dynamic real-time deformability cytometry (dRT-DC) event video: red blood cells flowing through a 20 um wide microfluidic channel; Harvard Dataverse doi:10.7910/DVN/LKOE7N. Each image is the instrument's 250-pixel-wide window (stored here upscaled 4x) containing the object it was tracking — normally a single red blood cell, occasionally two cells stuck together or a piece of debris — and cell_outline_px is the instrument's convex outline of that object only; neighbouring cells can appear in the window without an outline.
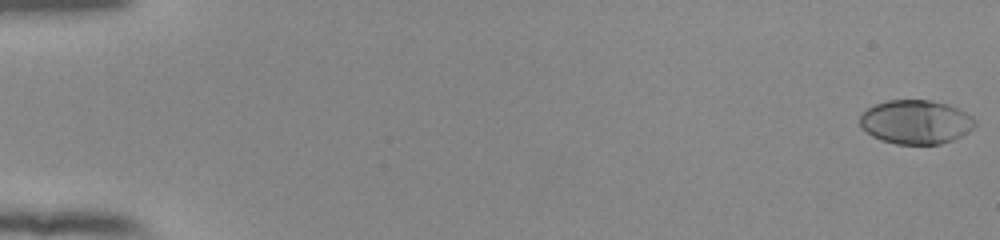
{"species": "human", "species_latin": "Homo sapiens", "temperature_condition": "room temperature", "stored_images_in_passage": 55, "camera_frame_rate_fps": 3000, "um_per_image_px": 0.085, "donor": {"sex": "female"}, "frame": {"image": 1, "passage_image": 1, "time_ms": 0.0, "image_size_px": [1000, 240], "cell_outline_px": [[976, 124], [968, 132], [952, 140], [940, 144], [896, 144], [880, 140], [872, 136], [860, 124], [860, 116], [868, 108], [876, 104], [888, 100], [932, 100], [948, 104], [972, 116], [976, 120]], "centroid_in_image_um": [77.85, 10.37], "position_along_channel_um": 7.1, "area_um2": 29.36}}
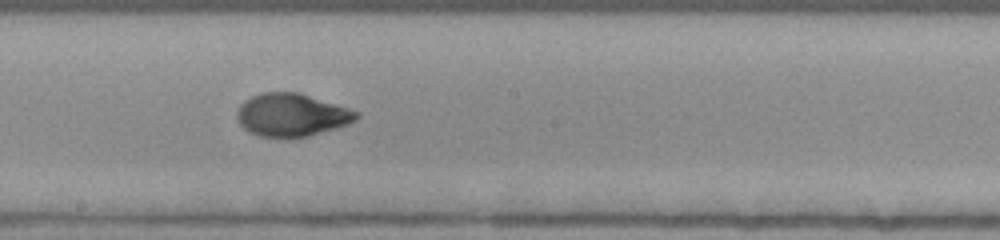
{"frame": {"image": 2, "passage_image": 32, "time_ms": 10.333, "image_size_px": [1000, 240], "cell_outline_px": [[360, 116], [356, 120], [348, 124], [336, 128], [308, 136], [260, 136], [248, 132], [240, 124], [236, 116], [236, 112], [240, 104], [244, 100], [252, 96], [264, 92], [300, 92], [360, 112]], "centroid_in_image_um": [24.79, 9.75], "position_along_channel_um": 223.4, "area_um2": 29.71}}
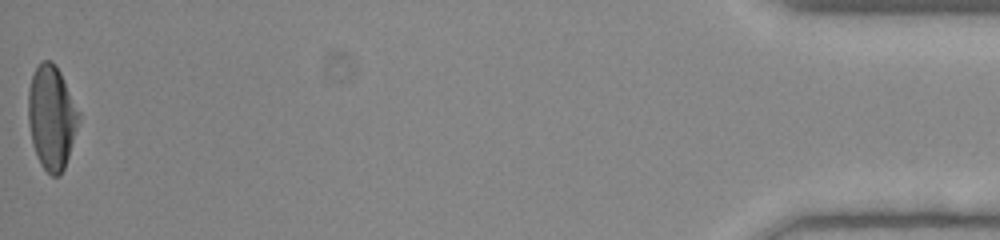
{"frame": {"image": 3, "passage_image": 55, "time_ms": 18.0, "image_size_px": [1000, 240], "cell_outline_px": [[80, 116], [68, 156], [64, 168], [60, 176], [52, 176], [40, 164], [36, 156], [32, 144], [28, 124], [28, 88], [32, 76], [40, 60], [52, 60], [56, 64], [80, 112]], "centroid_in_image_um": [4.36, 9.95], "position_along_channel_um": 430.8, "area_um2": 30.63}, "authors_computed_cell_mechanics": {"area_um2": 29.5936, "velocity_mm_per_s": 3.8698, "shape_relaxation_time_tau1_ms": 5.6609, "shape_relaxation_time_tau2_ms": 0.8469, "deformation_change_tau1": 0.2217, "deformation_change_tau2": 0.0459}}